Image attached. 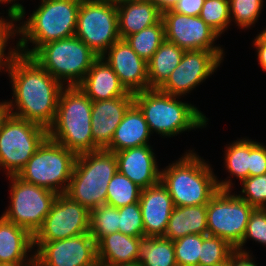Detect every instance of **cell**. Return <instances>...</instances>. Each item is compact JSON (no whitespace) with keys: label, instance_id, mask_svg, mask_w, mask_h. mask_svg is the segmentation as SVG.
<instances>
[{"label":"cell","instance_id":"obj_52","mask_svg":"<svg viewBox=\"0 0 266 266\" xmlns=\"http://www.w3.org/2000/svg\"><path fill=\"white\" fill-rule=\"evenodd\" d=\"M215 266H230V257L227 261L221 263V264H218V265H215Z\"/></svg>","mask_w":266,"mask_h":266},{"label":"cell","instance_id":"obj_20","mask_svg":"<svg viewBox=\"0 0 266 266\" xmlns=\"http://www.w3.org/2000/svg\"><path fill=\"white\" fill-rule=\"evenodd\" d=\"M139 205L145 236L164 237L174 204L161 181L154 186L142 189Z\"/></svg>","mask_w":266,"mask_h":266},{"label":"cell","instance_id":"obj_43","mask_svg":"<svg viewBox=\"0 0 266 266\" xmlns=\"http://www.w3.org/2000/svg\"><path fill=\"white\" fill-rule=\"evenodd\" d=\"M15 1L16 0H0V4H12L8 7L7 14L14 20V22H18L24 19L26 12L24 6L18 2L15 3Z\"/></svg>","mask_w":266,"mask_h":266},{"label":"cell","instance_id":"obj_15","mask_svg":"<svg viewBox=\"0 0 266 266\" xmlns=\"http://www.w3.org/2000/svg\"><path fill=\"white\" fill-rule=\"evenodd\" d=\"M224 54L206 50L185 51L180 64L158 90L181 98L216 72Z\"/></svg>","mask_w":266,"mask_h":266},{"label":"cell","instance_id":"obj_38","mask_svg":"<svg viewBox=\"0 0 266 266\" xmlns=\"http://www.w3.org/2000/svg\"><path fill=\"white\" fill-rule=\"evenodd\" d=\"M241 183L242 195L238 194V196L254 209H266V174L248 177Z\"/></svg>","mask_w":266,"mask_h":266},{"label":"cell","instance_id":"obj_12","mask_svg":"<svg viewBox=\"0 0 266 266\" xmlns=\"http://www.w3.org/2000/svg\"><path fill=\"white\" fill-rule=\"evenodd\" d=\"M231 191L219 189L207 203V231L236 248L254 208L238 195L230 194Z\"/></svg>","mask_w":266,"mask_h":266},{"label":"cell","instance_id":"obj_48","mask_svg":"<svg viewBox=\"0 0 266 266\" xmlns=\"http://www.w3.org/2000/svg\"><path fill=\"white\" fill-rule=\"evenodd\" d=\"M7 106H6V103L5 101L3 102H0V123L3 119V117L7 114Z\"/></svg>","mask_w":266,"mask_h":266},{"label":"cell","instance_id":"obj_9","mask_svg":"<svg viewBox=\"0 0 266 266\" xmlns=\"http://www.w3.org/2000/svg\"><path fill=\"white\" fill-rule=\"evenodd\" d=\"M47 137L46 128L7 113L0 123V167L6 176L18 175Z\"/></svg>","mask_w":266,"mask_h":266},{"label":"cell","instance_id":"obj_19","mask_svg":"<svg viewBox=\"0 0 266 266\" xmlns=\"http://www.w3.org/2000/svg\"><path fill=\"white\" fill-rule=\"evenodd\" d=\"M115 155L118 172L140 188H148L160 182L161 170L151 145L127 148L115 152Z\"/></svg>","mask_w":266,"mask_h":266},{"label":"cell","instance_id":"obj_31","mask_svg":"<svg viewBox=\"0 0 266 266\" xmlns=\"http://www.w3.org/2000/svg\"><path fill=\"white\" fill-rule=\"evenodd\" d=\"M142 188L118 171L107 188L106 204L116 208L139 202Z\"/></svg>","mask_w":266,"mask_h":266},{"label":"cell","instance_id":"obj_40","mask_svg":"<svg viewBox=\"0 0 266 266\" xmlns=\"http://www.w3.org/2000/svg\"><path fill=\"white\" fill-rule=\"evenodd\" d=\"M13 21L14 20L9 15H7V19L0 16V72H2V69H5L11 55L15 51L14 47L13 49L10 47V50L6 53L7 56L5 54L6 46H8L6 44H8L10 38L15 37L16 22Z\"/></svg>","mask_w":266,"mask_h":266},{"label":"cell","instance_id":"obj_26","mask_svg":"<svg viewBox=\"0 0 266 266\" xmlns=\"http://www.w3.org/2000/svg\"><path fill=\"white\" fill-rule=\"evenodd\" d=\"M189 234H208L207 204L174 206L164 237L175 241Z\"/></svg>","mask_w":266,"mask_h":266},{"label":"cell","instance_id":"obj_37","mask_svg":"<svg viewBox=\"0 0 266 266\" xmlns=\"http://www.w3.org/2000/svg\"><path fill=\"white\" fill-rule=\"evenodd\" d=\"M120 217L118 232L132 236H145L143 219L139 202L118 208Z\"/></svg>","mask_w":266,"mask_h":266},{"label":"cell","instance_id":"obj_6","mask_svg":"<svg viewBox=\"0 0 266 266\" xmlns=\"http://www.w3.org/2000/svg\"><path fill=\"white\" fill-rule=\"evenodd\" d=\"M117 171L114 152L99 149L80 154L65 194L89 211L106 204L108 184Z\"/></svg>","mask_w":266,"mask_h":266},{"label":"cell","instance_id":"obj_42","mask_svg":"<svg viewBox=\"0 0 266 266\" xmlns=\"http://www.w3.org/2000/svg\"><path fill=\"white\" fill-rule=\"evenodd\" d=\"M205 0H179L173 12L187 16H199Z\"/></svg>","mask_w":266,"mask_h":266},{"label":"cell","instance_id":"obj_46","mask_svg":"<svg viewBox=\"0 0 266 266\" xmlns=\"http://www.w3.org/2000/svg\"><path fill=\"white\" fill-rule=\"evenodd\" d=\"M160 11L161 14L173 10L179 0H149Z\"/></svg>","mask_w":266,"mask_h":266},{"label":"cell","instance_id":"obj_1","mask_svg":"<svg viewBox=\"0 0 266 266\" xmlns=\"http://www.w3.org/2000/svg\"><path fill=\"white\" fill-rule=\"evenodd\" d=\"M4 71L10 77L14 98L5 101L7 112L48 130L55 120L64 86L34 58L17 51L11 55Z\"/></svg>","mask_w":266,"mask_h":266},{"label":"cell","instance_id":"obj_7","mask_svg":"<svg viewBox=\"0 0 266 266\" xmlns=\"http://www.w3.org/2000/svg\"><path fill=\"white\" fill-rule=\"evenodd\" d=\"M31 57L63 86H78L99 56L72 36L41 45Z\"/></svg>","mask_w":266,"mask_h":266},{"label":"cell","instance_id":"obj_18","mask_svg":"<svg viewBox=\"0 0 266 266\" xmlns=\"http://www.w3.org/2000/svg\"><path fill=\"white\" fill-rule=\"evenodd\" d=\"M133 103L134 96L130 92L110 100L92 101L91 131L93 142L100 149L111 143L115 130Z\"/></svg>","mask_w":266,"mask_h":266},{"label":"cell","instance_id":"obj_13","mask_svg":"<svg viewBox=\"0 0 266 266\" xmlns=\"http://www.w3.org/2000/svg\"><path fill=\"white\" fill-rule=\"evenodd\" d=\"M36 247V249H35ZM35 266H99L90 233L54 241H34Z\"/></svg>","mask_w":266,"mask_h":266},{"label":"cell","instance_id":"obj_21","mask_svg":"<svg viewBox=\"0 0 266 266\" xmlns=\"http://www.w3.org/2000/svg\"><path fill=\"white\" fill-rule=\"evenodd\" d=\"M78 86L92 101L110 100L128 93L102 56L94 61Z\"/></svg>","mask_w":266,"mask_h":266},{"label":"cell","instance_id":"obj_49","mask_svg":"<svg viewBox=\"0 0 266 266\" xmlns=\"http://www.w3.org/2000/svg\"><path fill=\"white\" fill-rule=\"evenodd\" d=\"M0 266H35V263H14V264L0 263Z\"/></svg>","mask_w":266,"mask_h":266},{"label":"cell","instance_id":"obj_33","mask_svg":"<svg viewBox=\"0 0 266 266\" xmlns=\"http://www.w3.org/2000/svg\"><path fill=\"white\" fill-rule=\"evenodd\" d=\"M234 252L235 248L224 239L210 234L202 235L198 265L215 266L221 264L227 261Z\"/></svg>","mask_w":266,"mask_h":266},{"label":"cell","instance_id":"obj_23","mask_svg":"<svg viewBox=\"0 0 266 266\" xmlns=\"http://www.w3.org/2000/svg\"><path fill=\"white\" fill-rule=\"evenodd\" d=\"M150 136L151 132L142 112L133 103L125 112L111 143L105 149L115 153L127 148L150 145Z\"/></svg>","mask_w":266,"mask_h":266},{"label":"cell","instance_id":"obj_34","mask_svg":"<svg viewBox=\"0 0 266 266\" xmlns=\"http://www.w3.org/2000/svg\"><path fill=\"white\" fill-rule=\"evenodd\" d=\"M199 16L221 36L231 23L229 0H205Z\"/></svg>","mask_w":266,"mask_h":266},{"label":"cell","instance_id":"obj_51","mask_svg":"<svg viewBox=\"0 0 266 266\" xmlns=\"http://www.w3.org/2000/svg\"><path fill=\"white\" fill-rule=\"evenodd\" d=\"M115 266H141L138 262H134V263H127V264H118Z\"/></svg>","mask_w":266,"mask_h":266},{"label":"cell","instance_id":"obj_45","mask_svg":"<svg viewBox=\"0 0 266 266\" xmlns=\"http://www.w3.org/2000/svg\"><path fill=\"white\" fill-rule=\"evenodd\" d=\"M254 48L256 47L258 64L264 72H266V42L263 41L258 35L254 38L253 41Z\"/></svg>","mask_w":266,"mask_h":266},{"label":"cell","instance_id":"obj_44","mask_svg":"<svg viewBox=\"0 0 266 266\" xmlns=\"http://www.w3.org/2000/svg\"><path fill=\"white\" fill-rule=\"evenodd\" d=\"M253 259L255 258H252V253L246 254L235 251L230 256V266H257L256 261Z\"/></svg>","mask_w":266,"mask_h":266},{"label":"cell","instance_id":"obj_8","mask_svg":"<svg viewBox=\"0 0 266 266\" xmlns=\"http://www.w3.org/2000/svg\"><path fill=\"white\" fill-rule=\"evenodd\" d=\"M77 155L47 137L18 176L57 194L66 193Z\"/></svg>","mask_w":266,"mask_h":266},{"label":"cell","instance_id":"obj_41","mask_svg":"<svg viewBox=\"0 0 266 266\" xmlns=\"http://www.w3.org/2000/svg\"><path fill=\"white\" fill-rule=\"evenodd\" d=\"M249 177L266 174V146L250 139Z\"/></svg>","mask_w":266,"mask_h":266},{"label":"cell","instance_id":"obj_2","mask_svg":"<svg viewBox=\"0 0 266 266\" xmlns=\"http://www.w3.org/2000/svg\"><path fill=\"white\" fill-rule=\"evenodd\" d=\"M187 151L161 170L160 181L167 188L174 206L207 204L219 189L232 190L231 179L219 181L210 164L196 152Z\"/></svg>","mask_w":266,"mask_h":266},{"label":"cell","instance_id":"obj_25","mask_svg":"<svg viewBox=\"0 0 266 266\" xmlns=\"http://www.w3.org/2000/svg\"><path fill=\"white\" fill-rule=\"evenodd\" d=\"M117 7L120 39L157 24L162 14L149 0L125 3Z\"/></svg>","mask_w":266,"mask_h":266},{"label":"cell","instance_id":"obj_16","mask_svg":"<svg viewBox=\"0 0 266 266\" xmlns=\"http://www.w3.org/2000/svg\"><path fill=\"white\" fill-rule=\"evenodd\" d=\"M162 20L165 40L184 51L206 50L224 53L223 48L214 45L219 35L200 16H187L171 10L162 14Z\"/></svg>","mask_w":266,"mask_h":266},{"label":"cell","instance_id":"obj_11","mask_svg":"<svg viewBox=\"0 0 266 266\" xmlns=\"http://www.w3.org/2000/svg\"><path fill=\"white\" fill-rule=\"evenodd\" d=\"M75 36L101 57L120 39L117 7L106 0H81Z\"/></svg>","mask_w":266,"mask_h":266},{"label":"cell","instance_id":"obj_28","mask_svg":"<svg viewBox=\"0 0 266 266\" xmlns=\"http://www.w3.org/2000/svg\"><path fill=\"white\" fill-rule=\"evenodd\" d=\"M138 263L141 266H177L173 241L165 237H140Z\"/></svg>","mask_w":266,"mask_h":266},{"label":"cell","instance_id":"obj_22","mask_svg":"<svg viewBox=\"0 0 266 266\" xmlns=\"http://www.w3.org/2000/svg\"><path fill=\"white\" fill-rule=\"evenodd\" d=\"M34 236L24 228L0 217V263H35ZM29 257V258H28Z\"/></svg>","mask_w":266,"mask_h":266},{"label":"cell","instance_id":"obj_10","mask_svg":"<svg viewBox=\"0 0 266 266\" xmlns=\"http://www.w3.org/2000/svg\"><path fill=\"white\" fill-rule=\"evenodd\" d=\"M10 179V202L2 216L27 230L32 236L43 226L44 220L55 202L57 193L24 181L18 175Z\"/></svg>","mask_w":266,"mask_h":266},{"label":"cell","instance_id":"obj_14","mask_svg":"<svg viewBox=\"0 0 266 266\" xmlns=\"http://www.w3.org/2000/svg\"><path fill=\"white\" fill-rule=\"evenodd\" d=\"M90 211L65 193L58 194L34 241H54L89 233Z\"/></svg>","mask_w":266,"mask_h":266},{"label":"cell","instance_id":"obj_24","mask_svg":"<svg viewBox=\"0 0 266 266\" xmlns=\"http://www.w3.org/2000/svg\"><path fill=\"white\" fill-rule=\"evenodd\" d=\"M140 237H132L121 232L104 236L97 244L99 266H115L138 262Z\"/></svg>","mask_w":266,"mask_h":266},{"label":"cell","instance_id":"obj_3","mask_svg":"<svg viewBox=\"0 0 266 266\" xmlns=\"http://www.w3.org/2000/svg\"><path fill=\"white\" fill-rule=\"evenodd\" d=\"M80 4L81 0H41L27 20L15 25V35L21 37L15 51L31 56L41 45L75 36Z\"/></svg>","mask_w":266,"mask_h":266},{"label":"cell","instance_id":"obj_27","mask_svg":"<svg viewBox=\"0 0 266 266\" xmlns=\"http://www.w3.org/2000/svg\"><path fill=\"white\" fill-rule=\"evenodd\" d=\"M184 50L164 40L152 58L147 62L149 89H159L169 75L180 64Z\"/></svg>","mask_w":266,"mask_h":266},{"label":"cell","instance_id":"obj_17","mask_svg":"<svg viewBox=\"0 0 266 266\" xmlns=\"http://www.w3.org/2000/svg\"><path fill=\"white\" fill-rule=\"evenodd\" d=\"M102 58L117 74L127 92L135 94L149 89L147 62L125 40L115 42Z\"/></svg>","mask_w":266,"mask_h":266},{"label":"cell","instance_id":"obj_32","mask_svg":"<svg viewBox=\"0 0 266 266\" xmlns=\"http://www.w3.org/2000/svg\"><path fill=\"white\" fill-rule=\"evenodd\" d=\"M120 213L118 208L103 204L90 210L89 233L96 244L111 233L118 232Z\"/></svg>","mask_w":266,"mask_h":266},{"label":"cell","instance_id":"obj_39","mask_svg":"<svg viewBox=\"0 0 266 266\" xmlns=\"http://www.w3.org/2000/svg\"><path fill=\"white\" fill-rule=\"evenodd\" d=\"M248 239L266 245V209H253L248 219L245 235L235 251L249 254L250 252L244 249Z\"/></svg>","mask_w":266,"mask_h":266},{"label":"cell","instance_id":"obj_47","mask_svg":"<svg viewBox=\"0 0 266 266\" xmlns=\"http://www.w3.org/2000/svg\"><path fill=\"white\" fill-rule=\"evenodd\" d=\"M108 2H110L111 4L115 5V6H119L125 3H129V2H135V1H143V0H106Z\"/></svg>","mask_w":266,"mask_h":266},{"label":"cell","instance_id":"obj_36","mask_svg":"<svg viewBox=\"0 0 266 266\" xmlns=\"http://www.w3.org/2000/svg\"><path fill=\"white\" fill-rule=\"evenodd\" d=\"M177 266L198 265L202 246L201 234H189L173 241Z\"/></svg>","mask_w":266,"mask_h":266},{"label":"cell","instance_id":"obj_30","mask_svg":"<svg viewBox=\"0 0 266 266\" xmlns=\"http://www.w3.org/2000/svg\"><path fill=\"white\" fill-rule=\"evenodd\" d=\"M226 145L224 164L230 176L237 177L240 182L249 177L250 139H239Z\"/></svg>","mask_w":266,"mask_h":266},{"label":"cell","instance_id":"obj_50","mask_svg":"<svg viewBox=\"0 0 266 266\" xmlns=\"http://www.w3.org/2000/svg\"><path fill=\"white\" fill-rule=\"evenodd\" d=\"M258 36L266 42V28H264L263 31H260V33L258 34Z\"/></svg>","mask_w":266,"mask_h":266},{"label":"cell","instance_id":"obj_35","mask_svg":"<svg viewBox=\"0 0 266 266\" xmlns=\"http://www.w3.org/2000/svg\"><path fill=\"white\" fill-rule=\"evenodd\" d=\"M263 0H229L230 19L241 29H249L260 17Z\"/></svg>","mask_w":266,"mask_h":266},{"label":"cell","instance_id":"obj_4","mask_svg":"<svg viewBox=\"0 0 266 266\" xmlns=\"http://www.w3.org/2000/svg\"><path fill=\"white\" fill-rule=\"evenodd\" d=\"M91 111L92 100L79 86H64L59 95L55 120L48 129V137L77 156L99 150L93 142Z\"/></svg>","mask_w":266,"mask_h":266},{"label":"cell","instance_id":"obj_5","mask_svg":"<svg viewBox=\"0 0 266 266\" xmlns=\"http://www.w3.org/2000/svg\"><path fill=\"white\" fill-rule=\"evenodd\" d=\"M133 96L151 134L173 137L187 130L207 127L208 118L194 105L178 100V96L158 89L144 90Z\"/></svg>","mask_w":266,"mask_h":266},{"label":"cell","instance_id":"obj_29","mask_svg":"<svg viewBox=\"0 0 266 266\" xmlns=\"http://www.w3.org/2000/svg\"><path fill=\"white\" fill-rule=\"evenodd\" d=\"M124 40L141 58L148 62L165 40L163 20L161 19L157 24L127 36Z\"/></svg>","mask_w":266,"mask_h":266}]
</instances>
